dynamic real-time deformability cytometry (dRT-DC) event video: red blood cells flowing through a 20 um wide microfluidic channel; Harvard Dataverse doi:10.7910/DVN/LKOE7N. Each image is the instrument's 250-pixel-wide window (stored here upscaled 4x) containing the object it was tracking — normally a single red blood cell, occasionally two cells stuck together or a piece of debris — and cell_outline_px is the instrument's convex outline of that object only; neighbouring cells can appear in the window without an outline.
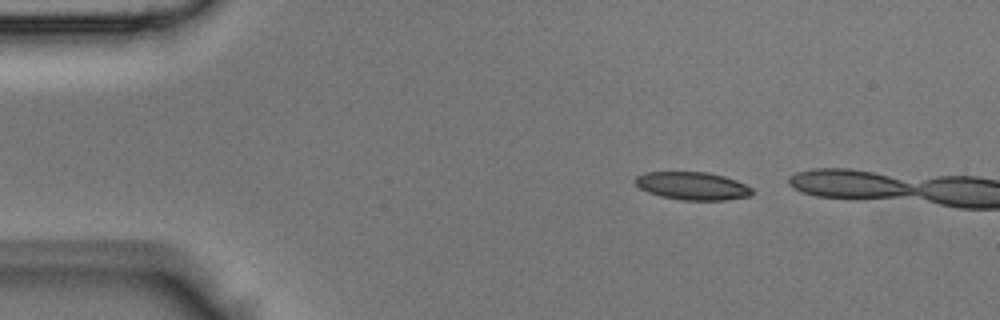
{"species": "Egyptian fruit bat (a non-hibernating species)", "species_latin": "Rousettus aegyptiacus", "temperature_condition": "room temperature", "stored_images_in_passage": 2, "camera_frame_rate_fps": 3000, "um_per_image_px": 0.085, "animal": {"sex": "male"}, "frame": {"image": 1, "passage_image": 1, "time_ms": 0.0, "image_size_px": [1000, 320], "cell_outline_px": [[756, 192], [752, 196], [728, 200], [680, 200], [660, 196], [648, 192], [640, 188], [632, 180], [636, 176], [648, 172], [708, 172], [724, 176], [736, 180], [752, 188]], "centroid_in_image_um": [58.89, 15.81], "position_along_channel_um": 26.1, "area_um2": 19.25}}